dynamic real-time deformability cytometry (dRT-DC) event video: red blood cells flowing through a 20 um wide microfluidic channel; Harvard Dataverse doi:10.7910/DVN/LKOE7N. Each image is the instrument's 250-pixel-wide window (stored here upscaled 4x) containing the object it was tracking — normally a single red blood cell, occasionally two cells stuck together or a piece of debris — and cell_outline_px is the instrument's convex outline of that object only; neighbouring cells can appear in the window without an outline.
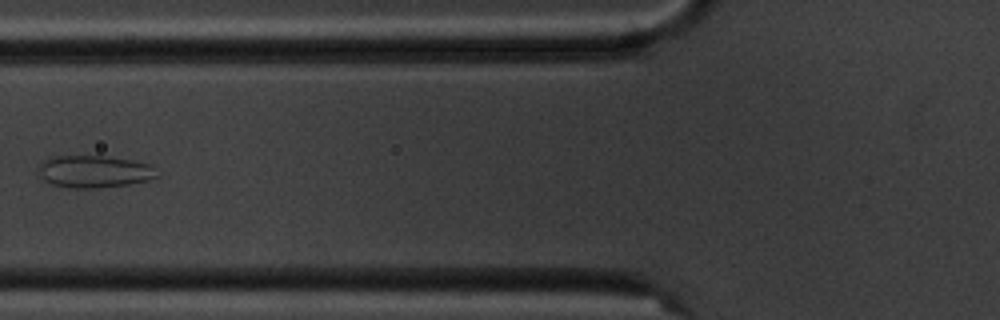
{"species": "common noctule bat (a hibernating species)", "species_latin": "Nyctalus noctula", "temperature_condition": "cold", "stored_images_in_passage": 10, "camera_frame_rate_fps": 3000, "um_per_image_px": 0.085, "animal": {"sex": "male", "body_mass_g": 20.1, "forearm_length_mm": 53.5}, "frame": {"image": 1, "passage_image": 6, "time_ms": 6.667, "image_size_px": [1000, 320], "cell_outline_px": [[160, 176], [148, 180], [128, 184], [100, 188], [76, 188], [52, 184], [44, 180], [40, 176], [36, 168], [48, 156], [104, 156], [132, 160], [152, 164]], "centroid_in_image_um": [8.01, 14.57], "position_along_channel_um": 117.8, "area_um2": 22.48}}
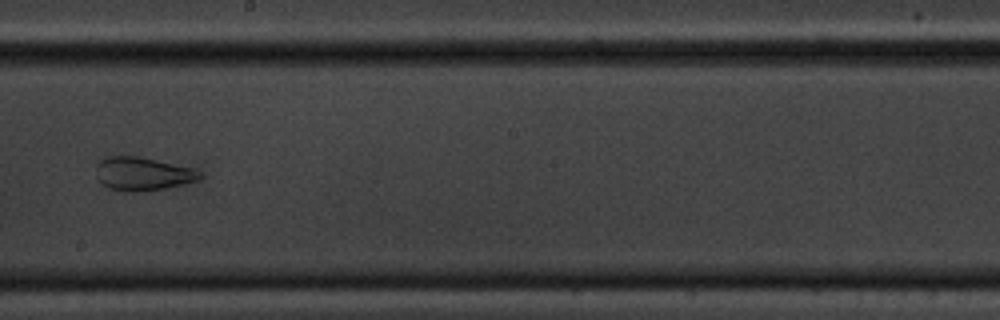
{"frame": {"image": 2, "passage_image": 9, "time_ms": 10.0, "image_size_px": [1000, 320], "cell_outline_px": [[204, 176], [200, 180], [184, 184], [164, 188], [132, 192], [128, 192], [108, 188], [100, 184], [96, 176], [96, 164], [104, 156], [140, 156], [192, 168], [200, 172]], "centroid_in_image_um": [12.09, 14.77], "position_along_channel_um": 236.1, "area_um2": 20.4}}
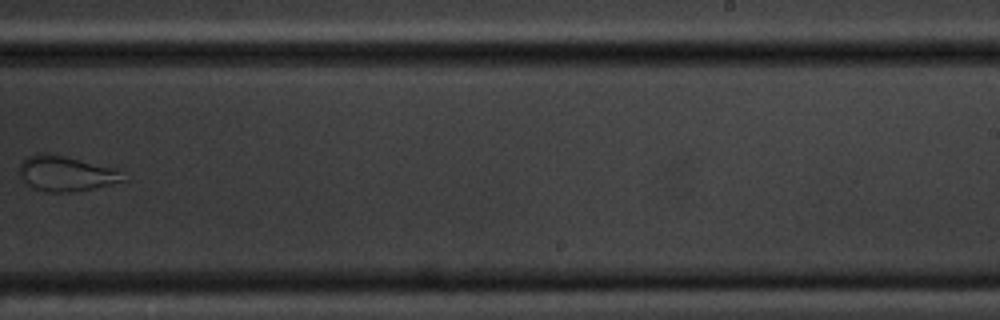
{"frame": {"image": 3, "passage_image": 10, "time_ms": 11.333, "image_size_px": [1000, 320], "cell_outline_px": [[128, 180], [92, 188], [72, 192], [48, 192], [36, 188], [28, 184], [16, 172], [20, 164], [28, 156], [36, 152], [44, 152], [112, 168], [120, 172]], "centroid_in_image_um": [5.54, 14.75], "position_along_channel_um": 283.5, "area_um2": 20.87}}